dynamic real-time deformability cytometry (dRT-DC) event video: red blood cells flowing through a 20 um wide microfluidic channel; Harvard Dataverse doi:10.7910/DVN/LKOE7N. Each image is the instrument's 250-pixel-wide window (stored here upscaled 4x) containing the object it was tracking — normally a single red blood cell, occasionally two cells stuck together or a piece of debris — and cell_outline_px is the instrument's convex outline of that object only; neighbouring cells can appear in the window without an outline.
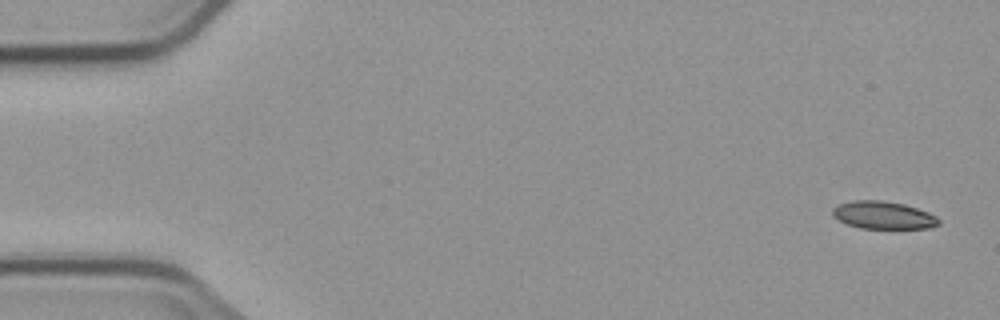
{"species": "common noctule bat (a hibernating species)", "species_latin": "Nyctalus noctula", "temperature_condition": "cold", "stored_images_in_passage": 6, "segment_of_instrument_passage": [1, 2], "camera_frame_rate_fps": 3000, "um_per_image_px": 0.085, "animal": {"sex": "male", "body_mass_g": 23.1, "forearm_length_mm": 52.7}, "frame": {"image": 1, "passage_image": 1, "time_ms": 0.0, "image_size_px": [1000, 320], "cell_outline_px": [[940, 224], [928, 228], [860, 228], [848, 224], [832, 216], [832, 208], [840, 204], [856, 200], [880, 200], [904, 204], [928, 212], [936, 216], [940, 220]], "centroid_in_image_um": [75.09, 18.29], "position_along_channel_um": 9.9, "area_um2": 16.94}}
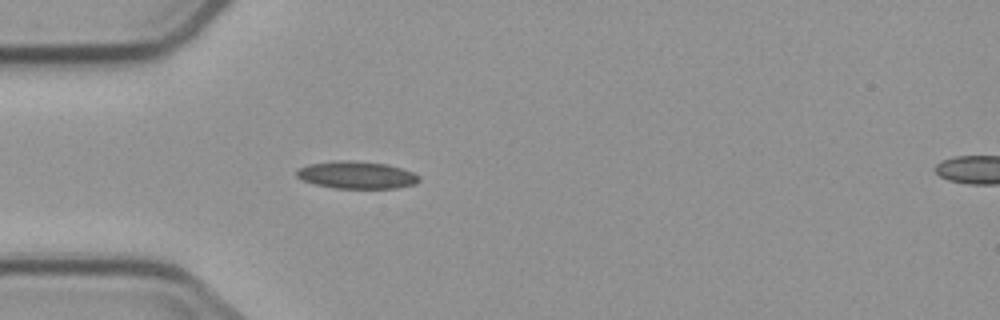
{"frame": {"image": 2, "passage_image": 5, "time_ms": 4.667, "image_size_px": [1000, 320], "cell_outline_px": [[420, 180], [416, 184], [396, 188], [336, 188], [316, 184], [304, 180], [296, 176], [296, 168], [308, 164], [332, 160], [352, 160], [388, 164], [412, 172], [420, 176]], "centroid_in_image_um": [30.3, 14.86], "position_along_channel_um": 54.7, "area_um2": 19.65}}